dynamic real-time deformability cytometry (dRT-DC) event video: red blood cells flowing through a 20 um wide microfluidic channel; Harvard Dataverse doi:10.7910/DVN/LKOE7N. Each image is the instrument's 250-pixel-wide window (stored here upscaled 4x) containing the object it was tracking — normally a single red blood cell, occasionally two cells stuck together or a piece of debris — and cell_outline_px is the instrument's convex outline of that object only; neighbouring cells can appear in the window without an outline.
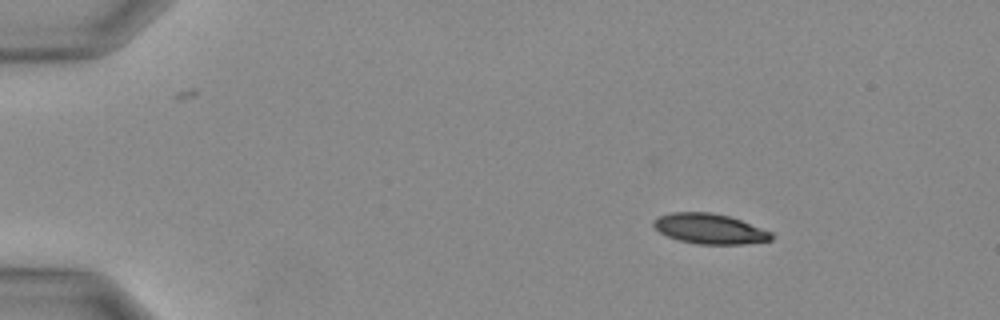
{"species": "Egyptian fruit bat (a non-hibernating species)", "species_latin": "Rousettus aegyptiacus", "temperature_condition": "warm", "stored_images_in_passage": 33, "camera_frame_rate_fps": 3000, "um_per_image_px": 0.085, "animal": {"sex": "female"}, "frame": {"image": 1, "passage_image": 3, "time_ms": 0.667, "image_size_px": [1000, 320], "cell_outline_px": [[772, 240], [744, 244], [700, 244], [680, 240], [668, 236], [660, 232], [652, 224], [652, 220], [660, 216], [672, 212], [712, 212], [728, 216], [740, 220], [772, 232]], "centroid_in_image_um": [60.32, 19.44], "position_along_channel_um": 24.7, "area_um2": 20.52}}
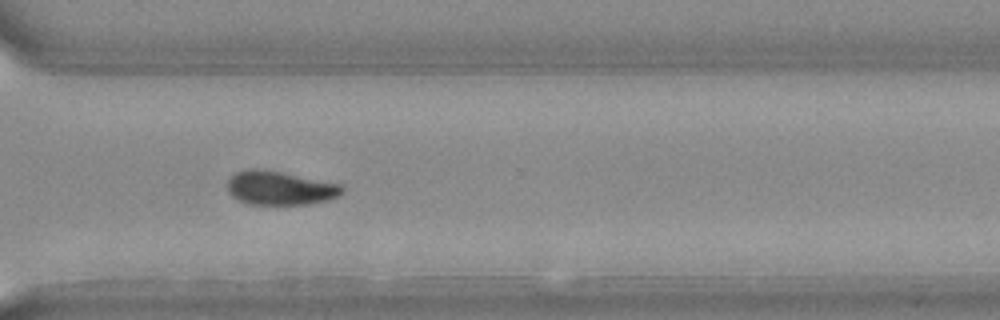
{"frame": {"image": 2, "passage_image": 24, "time_ms": 7.667, "image_size_px": [1000, 320], "cell_outline_px": [[344, 188], [336, 196], [324, 200], [304, 204], [248, 204], [232, 196], [228, 192], [228, 180], [236, 172], [248, 168], [260, 168], [340, 184]], "centroid_in_image_um": [23.72, 15.97], "position_along_channel_um": 346.9, "area_um2": 22.14}}
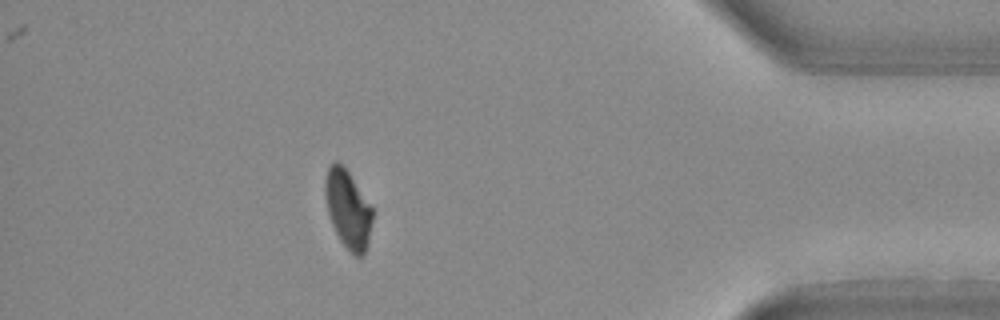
{"frame": {"image": 3, "passage_image": 29, "time_ms": 9.333, "image_size_px": [1000, 320], "cell_outline_px": [[372, 220], [368, 244], [364, 252], [360, 256], [356, 256], [340, 240], [332, 224], [328, 212], [324, 192], [324, 180], [328, 168], [336, 160], [348, 172], [372, 204]], "centroid_in_image_um": [29.58, 17.75], "position_along_channel_um": 405.6, "area_um2": 21.33}}